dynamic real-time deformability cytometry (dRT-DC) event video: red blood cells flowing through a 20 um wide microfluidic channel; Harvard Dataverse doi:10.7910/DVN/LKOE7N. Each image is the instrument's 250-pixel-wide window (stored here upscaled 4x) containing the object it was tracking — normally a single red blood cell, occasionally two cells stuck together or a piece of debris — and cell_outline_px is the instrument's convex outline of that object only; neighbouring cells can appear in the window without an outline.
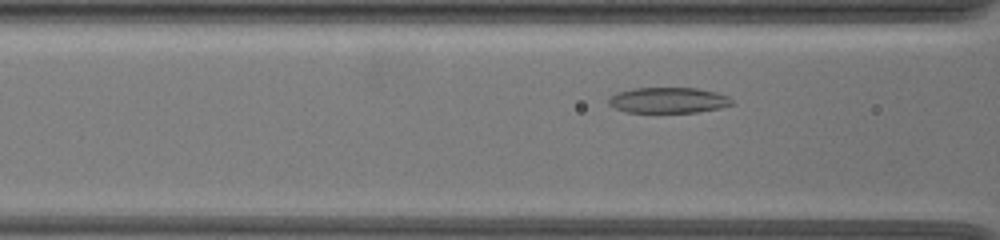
{"species": "common noctule bat (a hibernating species)", "species_latin": "Nyctalus noctula", "temperature_condition": "warm", "stored_images_in_passage": 8, "camera_frame_rate_fps": 3000, "um_per_image_px": 0.085, "animal": {"sex": "female", "body_mass_g": 19.5, "forearm_length_mm": 54.1}, "frame": {"image": 1, "passage_image": 6, "time_ms": 1.667, "image_size_px": [1000, 240], "cell_outline_px": [[736, 104], [720, 108], [696, 112], [624, 112], [608, 104], [608, 100], [616, 92], [632, 88], [696, 88], [716, 92], [728, 96]], "centroid_in_image_um": [56.82, 8.52], "position_along_channel_um": 109.8, "area_um2": 18.5}}